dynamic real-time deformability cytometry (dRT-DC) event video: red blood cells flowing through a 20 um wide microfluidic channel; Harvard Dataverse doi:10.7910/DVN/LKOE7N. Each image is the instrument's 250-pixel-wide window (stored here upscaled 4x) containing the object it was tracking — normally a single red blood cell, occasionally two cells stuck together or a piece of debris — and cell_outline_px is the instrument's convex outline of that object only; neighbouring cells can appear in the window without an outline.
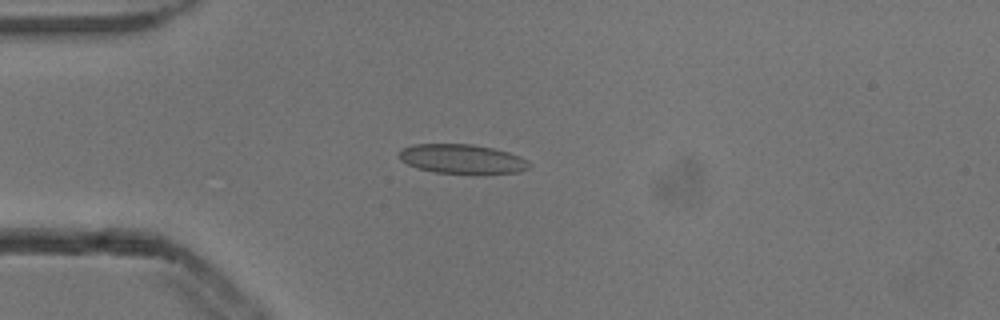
{"species": "common noctule bat (a hibernating species)", "species_latin": "Nyctalus noctula", "temperature_condition": "cold", "stored_images_in_passage": 1, "camera_frame_rate_fps": 3000, "um_per_image_px": 0.085, "animal": {"sex": "male", "body_mass_g": 13.3}, "frame": {"image": 1, "passage_image": 1, "time_ms": 0.0, "image_size_px": [1000, 320], "cell_outline_px": [[532, 164], [528, 168], [520, 172], [436, 172], [416, 168], [400, 160], [400, 148], [412, 144], [472, 144], [492, 148], [508, 152], [520, 156], [528, 160]], "centroid_in_image_um": [39.25, 13.48], "position_along_channel_um": 45.7, "area_um2": 21.85}}